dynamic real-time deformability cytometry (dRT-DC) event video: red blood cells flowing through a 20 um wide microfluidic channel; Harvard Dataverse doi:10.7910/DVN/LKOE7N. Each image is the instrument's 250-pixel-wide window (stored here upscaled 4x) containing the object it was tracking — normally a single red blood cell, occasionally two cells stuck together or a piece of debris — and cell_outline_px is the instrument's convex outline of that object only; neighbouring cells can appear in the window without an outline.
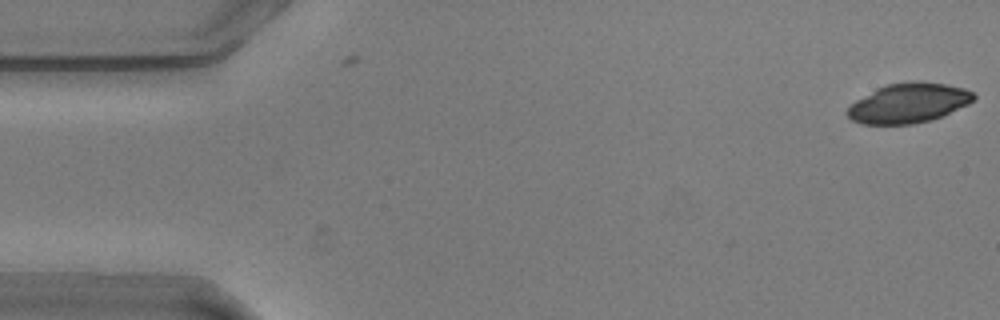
{"species": "common noctule bat (a hibernating species)", "species_latin": "Nyctalus noctula", "temperature_condition": "warm", "stored_images_in_passage": 2, "camera_frame_rate_fps": 3000, "um_per_image_px": 0.085, "animal": {"sex": "male", "body_mass_g": 20.5, "forearm_length_mm": 52.5}, "frame": {"image": 1, "passage_image": 2, "time_ms": 0.333, "image_size_px": [1000, 320], "cell_outline_px": [[976, 96], [968, 104], [944, 116], [932, 120], [912, 124], [860, 124], [852, 120], [844, 112], [856, 100], [876, 88], [888, 84], [908, 80], [920, 80], [944, 84], [964, 88], [972, 92]], "centroid_in_image_um": [77.22, 8.75], "position_along_channel_um": 7.8, "area_um2": 29.48}}